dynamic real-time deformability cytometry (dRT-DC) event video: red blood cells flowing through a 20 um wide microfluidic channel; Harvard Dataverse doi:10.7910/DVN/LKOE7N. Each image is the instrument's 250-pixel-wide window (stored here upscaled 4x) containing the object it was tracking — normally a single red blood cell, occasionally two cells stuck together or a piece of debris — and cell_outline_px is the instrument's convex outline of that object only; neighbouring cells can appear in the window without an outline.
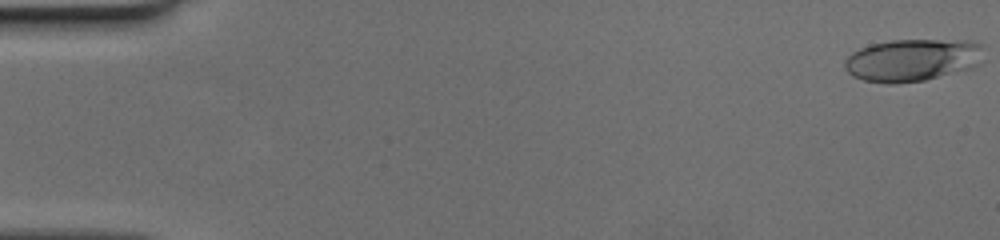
{"species": "human", "species_latin": "Homo sapiens", "temperature_condition": "cold", "stored_images_in_passage": 49, "camera_frame_rate_fps": 3000, "um_per_image_px": 0.085, "donor": {"sex": "female"}, "frame": {"image": 1, "passage_image": 1, "time_ms": 0.0, "image_size_px": [1000, 240], "cell_outline_px": [[984, 44], [980, 64], [972, 68], [924, 80], [896, 84], [884, 84], [864, 80], [852, 76], [844, 68], [844, 60], [852, 52], [868, 44], [892, 40], [972, 40]], "centroid_in_image_um": [77.55, 5.1], "position_along_channel_um": 7.4, "area_um2": 34.85}}
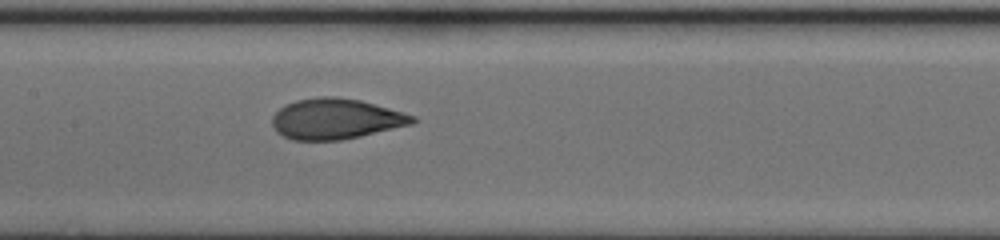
{"frame": {"image": 2, "passage_image": 25, "time_ms": 8.0, "image_size_px": [1000, 240], "cell_outline_px": [[420, 120], [412, 124], [360, 136], [340, 140], [292, 140], [276, 132], [272, 124], [272, 116], [284, 104], [296, 100], [324, 96], [336, 96], [360, 100], [404, 112], [416, 116]], "centroid_in_image_um": [28.55, 10.1], "position_along_channel_um": 178.9, "area_um2": 33.29}}
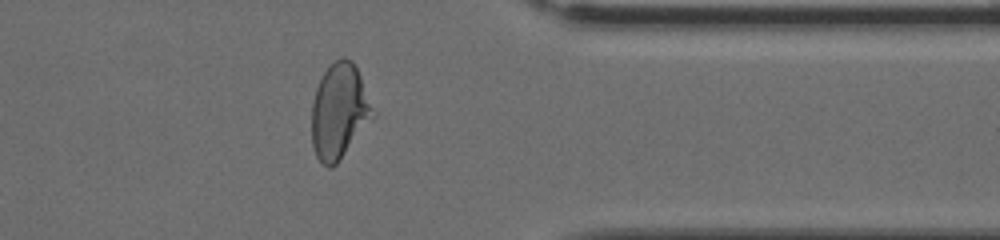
{"frame": {"image": 3, "passage_image": 40, "time_ms": 13.0, "image_size_px": [1000, 240], "cell_outline_px": [[376, 116], [336, 164], [332, 168], [328, 168], [316, 156], [312, 144], [312, 100], [316, 88], [324, 72], [336, 60], [344, 56], [352, 60], [360, 76], [376, 112]], "centroid_in_image_um": [28.85, 9.47], "position_along_channel_um": 382.5, "area_um2": 33.93}}